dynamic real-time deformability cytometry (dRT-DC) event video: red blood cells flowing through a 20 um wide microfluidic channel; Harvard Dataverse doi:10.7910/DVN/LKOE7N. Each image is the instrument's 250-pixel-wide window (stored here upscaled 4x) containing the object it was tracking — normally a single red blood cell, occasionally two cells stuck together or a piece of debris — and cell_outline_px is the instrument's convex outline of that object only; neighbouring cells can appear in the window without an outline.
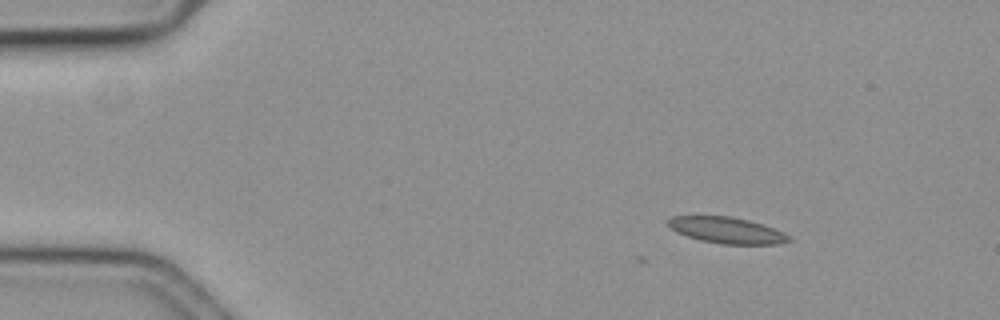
{"species": "common noctule bat (a hibernating species)", "species_latin": "Nyctalus noctula", "temperature_condition": "cold", "stored_images_in_passage": 6, "camera_frame_rate_fps": 3000, "um_per_image_px": 0.085, "animal": {"sex": "female", "body_mass_g": 19.3, "forearm_length_mm": 54.1}, "frame": {"image": 1, "passage_image": 1, "time_ms": 0.0, "image_size_px": [1000, 320], "cell_outline_px": [[792, 240], [780, 244], [720, 244], [700, 240], [676, 232], [664, 220], [672, 216], [732, 216], [764, 224], [784, 232], [792, 236]], "centroid_in_image_um": [61.81, 19.57], "position_along_channel_um": 23.2, "area_um2": 18.67}}